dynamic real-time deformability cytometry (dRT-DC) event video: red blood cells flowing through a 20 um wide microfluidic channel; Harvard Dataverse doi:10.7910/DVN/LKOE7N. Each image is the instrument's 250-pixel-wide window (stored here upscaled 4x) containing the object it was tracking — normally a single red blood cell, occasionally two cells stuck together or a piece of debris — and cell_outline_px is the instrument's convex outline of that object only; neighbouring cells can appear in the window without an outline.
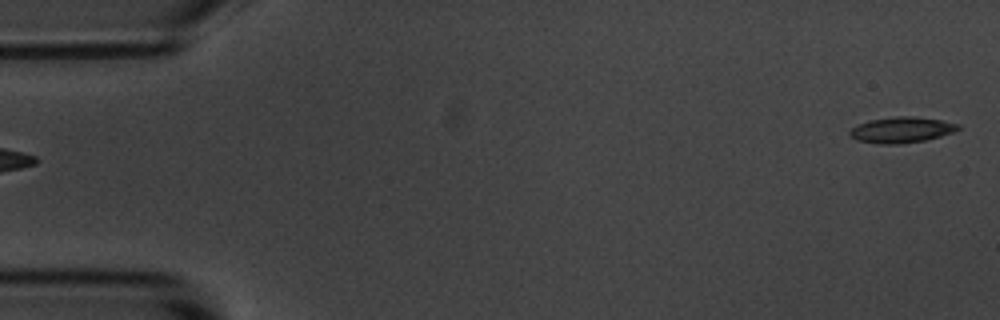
{"species": "common noctule bat (a hibernating species)", "species_latin": "Nyctalus noctula", "temperature_condition": "room temperature", "stored_images_in_passage": 6, "segment_of_instrument_passage": [2, 2], "camera_frame_rate_fps": 3000, "um_per_image_px": 0.085, "animal": {"sex": "male", "body_mass_g": 20.1, "forearm_length_mm": 53.5}, "frame": {"image": 1, "passage_image": 6, "time_ms": 6.0, "image_size_px": [1000, 320], "cell_outline_px": [[960, 128], [952, 132], [940, 136], [924, 140], [900, 144], [880, 144], [856, 140], [848, 136], [848, 132], [856, 124], [872, 120], [896, 116], [912, 116], [940, 120], [960, 124]], "centroid_in_image_um": [76.58, 11.04], "position_along_channel_um": 8.4, "area_um2": 16.24}}